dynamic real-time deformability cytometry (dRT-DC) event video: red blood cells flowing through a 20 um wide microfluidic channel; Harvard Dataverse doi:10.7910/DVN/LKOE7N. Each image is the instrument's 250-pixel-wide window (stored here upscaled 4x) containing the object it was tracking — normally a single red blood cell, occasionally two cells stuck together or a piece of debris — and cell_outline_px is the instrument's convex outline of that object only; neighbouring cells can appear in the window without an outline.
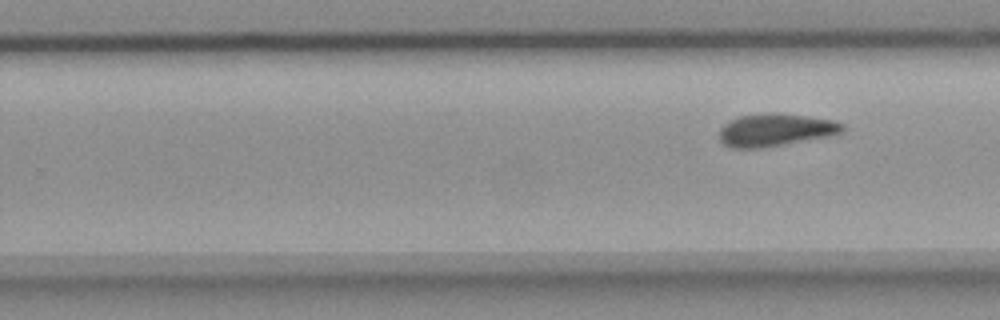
{"species": "common noctule bat (a hibernating species)", "species_latin": "Nyctalus noctula", "temperature_condition": "room temperature", "stored_images_in_passage": 8, "segment_of_instrument_passage": [2, 2], "camera_frame_rate_fps": 3000, "um_per_image_px": 0.085, "animal": {"sex": "female", "body_mass_g": 18.4}, "frame": {"image": 1, "passage_image": 8, "time_ms": 9.0, "image_size_px": [1000, 320], "cell_outline_px": [[844, 132], [828, 136], [764, 148], [732, 148], [724, 144], [720, 140], [720, 128], [728, 120], [740, 116], [768, 112], [780, 112], [808, 116], [832, 120], [844, 124]], "centroid_in_image_um": [65.91, 11.03], "position_along_channel_um": 263.9, "area_um2": 23.64}}